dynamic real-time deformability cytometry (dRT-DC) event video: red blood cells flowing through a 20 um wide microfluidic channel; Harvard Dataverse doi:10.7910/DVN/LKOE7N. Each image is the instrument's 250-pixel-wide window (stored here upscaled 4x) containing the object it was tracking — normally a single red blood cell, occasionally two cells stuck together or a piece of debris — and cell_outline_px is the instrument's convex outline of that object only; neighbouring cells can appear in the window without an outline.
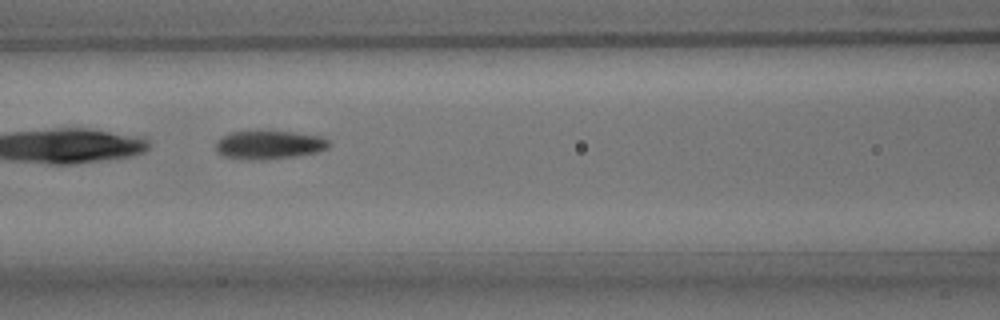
{"species": "common noctule bat (a hibernating species)", "species_latin": "Nyctalus noctula", "temperature_condition": "room temperature", "stored_images_in_passage": 8, "camera_frame_rate_fps": 3000, "um_per_image_px": 0.085, "animal": {"sex": "male", "body_mass_g": 15.6}, "frame": {"image": 1, "passage_image": 6, "time_ms": 5.667, "image_size_px": [1000, 320], "cell_outline_px": [[332, 144], [328, 148], [316, 152], [292, 156], [224, 156], [216, 152], [216, 140], [228, 132], [264, 128], [324, 136]], "centroid_in_image_um": [22.91, 12.18], "position_along_channel_um": 143.7, "area_um2": 18.55}}